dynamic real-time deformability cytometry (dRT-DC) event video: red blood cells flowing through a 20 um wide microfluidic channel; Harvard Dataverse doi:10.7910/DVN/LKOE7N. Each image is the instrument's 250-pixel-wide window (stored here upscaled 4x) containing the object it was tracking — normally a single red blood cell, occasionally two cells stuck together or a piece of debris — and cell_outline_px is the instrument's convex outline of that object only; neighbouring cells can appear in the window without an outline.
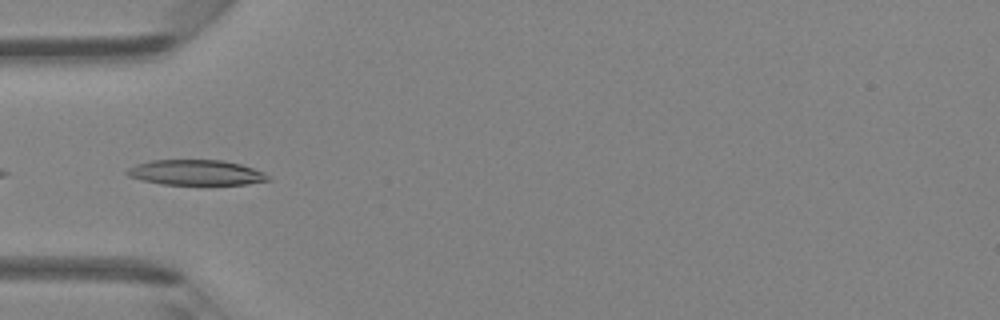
{"species": "Egyptian fruit bat (a non-hibernating species)", "species_latin": "Rousettus aegyptiacus", "temperature_condition": "room temperature", "stored_images_in_passage": 4, "camera_frame_rate_fps": 3000, "um_per_image_px": 0.085, "animal": {"sex": "female"}, "frame": {"image": 1, "passage_image": 1, "time_ms": 0.0, "image_size_px": [1000, 320], "cell_outline_px": [[272, 180], [248, 184], [164, 184], [144, 180], [128, 176], [124, 172], [128, 168], [136, 164], [152, 160], [224, 160], [240, 164], [264, 172]], "centroid_in_image_um": [16.67, 14.66], "position_along_channel_um": 68.3, "area_um2": 20.63}}